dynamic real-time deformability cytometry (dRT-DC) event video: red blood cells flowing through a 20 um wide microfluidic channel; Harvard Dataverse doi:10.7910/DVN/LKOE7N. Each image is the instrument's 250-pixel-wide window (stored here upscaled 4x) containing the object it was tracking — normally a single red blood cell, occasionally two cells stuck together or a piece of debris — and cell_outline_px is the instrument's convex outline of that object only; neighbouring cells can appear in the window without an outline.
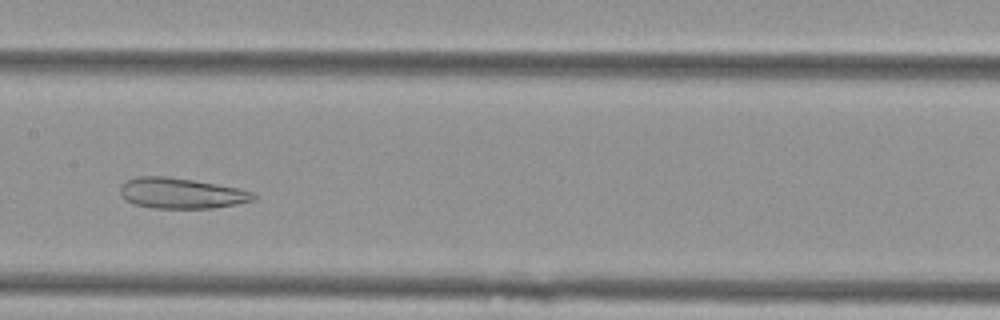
{"species": "Egyptian fruit bat (a non-hibernating species)", "species_latin": "Rousettus aegyptiacus", "temperature_condition": "cold", "stored_images_in_passage": 32, "camera_frame_rate_fps": 3000, "um_per_image_px": 0.085, "animal": {"sex": "female"}, "frame": {"image": 1, "passage_image": 14, "time_ms": 4.333, "image_size_px": [1000, 320], "cell_outline_px": [[256, 196], [252, 200], [236, 204], [212, 208], [152, 208], [132, 204], [124, 200], [120, 196], [120, 184], [136, 176], [168, 176], [216, 184], [236, 188], [252, 192]], "centroid_in_image_um": [15.31, 16.43], "position_along_channel_um": 192.1, "area_um2": 23.76}, "authors_computed_cell_mechanics": {"area_um2": 26.01, "velocity_mm_per_s": 3.7576, "shape_relaxation_time_tau1_ms": null, "shape_relaxation_time_tau2_ms": 5.3926, "deformation_change_tau1": null, "deformation_change_tau2": 0.142}}